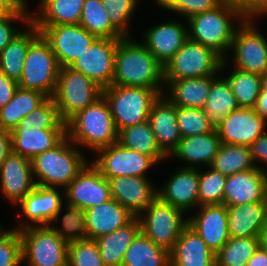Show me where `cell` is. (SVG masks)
<instances>
[{"mask_svg": "<svg viewBox=\"0 0 267 266\" xmlns=\"http://www.w3.org/2000/svg\"><path fill=\"white\" fill-rule=\"evenodd\" d=\"M66 132V122L54 99L49 97L10 131L12 152L31 160L57 146L67 136Z\"/></svg>", "mask_w": 267, "mask_h": 266, "instance_id": "cell-1", "label": "cell"}, {"mask_svg": "<svg viewBox=\"0 0 267 266\" xmlns=\"http://www.w3.org/2000/svg\"><path fill=\"white\" fill-rule=\"evenodd\" d=\"M127 38L120 39L116 47L112 85L144 87L161 93L158 86L164 81V66L144 45Z\"/></svg>", "mask_w": 267, "mask_h": 266, "instance_id": "cell-2", "label": "cell"}, {"mask_svg": "<svg viewBox=\"0 0 267 266\" xmlns=\"http://www.w3.org/2000/svg\"><path fill=\"white\" fill-rule=\"evenodd\" d=\"M229 15L249 17L236 0H223L214 9L188 18L193 32V35L188 34V38L213 49L223 58L222 53L231 47L235 34Z\"/></svg>", "mask_w": 267, "mask_h": 266, "instance_id": "cell-3", "label": "cell"}, {"mask_svg": "<svg viewBox=\"0 0 267 266\" xmlns=\"http://www.w3.org/2000/svg\"><path fill=\"white\" fill-rule=\"evenodd\" d=\"M66 131L68 138L96 151L118 142V130L103 96L73 115L66 122Z\"/></svg>", "mask_w": 267, "mask_h": 266, "instance_id": "cell-4", "label": "cell"}, {"mask_svg": "<svg viewBox=\"0 0 267 266\" xmlns=\"http://www.w3.org/2000/svg\"><path fill=\"white\" fill-rule=\"evenodd\" d=\"M156 89L111 85L103 89L118 132L148 120L151 107L159 97Z\"/></svg>", "mask_w": 267, "mask_h": 266, "instance_id": "cell-5", "label": "cell"}, {"mask_svg": "<svg viewBox=\"0 0 267 266\" xmlns=\"http://www.w3.org/2000/svg\"><path fill=\"white\" fill-rule=\"evenodd\" d=\"M67 136L54 148L34 156L32 171L40 178L37 186H67L86 166L77 150L67 145Z\"/></svg>", "mask_w": 267, "mask_h": 266, "instance_id": "cell-6", "label": "cell"}, {"mask_svg": "<svg viewBox=\"0 0 267 266\" xmlns=\"http://www.w3.org/2000/svg\"><path fill=\"white\" fill-rule=\"evenodd\" d=\"M60 68L50 44L40 33L29 44L18 85L52 97L56 90Z\"/></svg>", "mask_w": 267, "mask_h": 266, "instance_id": "cell-7", "label": "cell"}, {"mask_svg": "<svg viewBox=\"0 0 267 266\" xmlns=\"http://www.w3.org/2000/svg\"><path fill=\"white\" fill-rule=\"evenodd\" d=\"M103 89L89 77L70 67L60 68L52 98L67 122L73 115L102 97Z\"/></svg>", "mask_w": 267, "mask_h": 266, "instance_id": "cell-8", "label": "cell"}, {"mask_svg": "<svg viewBox=\"0 0 267 266\" xmlns=\"http://www.w3.org/2000/svg\"><path fill=\"white\" fill-rule=\"evenodd\" d=\"M213 49L187 39L184 45L164 65V80H180L215 75L224 65Z\"/></svg>", "mask_w": 267, "mask_h": 266, "instance_id": "cell-9", "label": "cell"}, {"mask_svg": "<svg viewBox=\"0 0 267 266\" xmlns=\"http://www.w3.org/2000/svg\"><path fill=\"white\" fill-rule=\"evenodd\" d=\"M18 228L22 240L23 260L29 266H67L69 244L49 226Z\"/></svg>", "mask_w": 267, "mask_h": 266, "instance_id": "cell-10", "label": "cell"}, {"mask_svg": "<svg viewBox=\"0 0 267 266\" xmlns=\"http://www.w3.org/2000/svg\"><path fill=\"white\" fill-rule=\"evenodd\" d=\"M148 214L141 222V231L156 245L171 252L188 221L181 218L182 210L156 197L145 209Z\"/></svg>", "mask_w": 267, "mask_h": 266, "instance_id": "cell-11", "label": "cell"}, {"mask_svg": "<svg viewBox=\"0 0 267 266\" xmlns=\"http://www.w3.org/2000/svg\"><path fill=\"white\" fill-rule=\"evenodd\" d=\"M35 26L50 44L61 68L70 67L97 39L80 24Z\"/></svg>", "mask_w": 267, "mask_h": 266, "instance_id": "cell-12", "label": "cell"}, {"mask_svg": "<svg viewBox=\"0 0 267 266\" xmlns=\"http://www.w3.org/2000/svg\"><path fill=\"white\" fill-rule=\"evenodd\" d=\"M120 39L97 38L70 68L83 73L102 89L112 85L115 53Z\"/></svg>", "mask_w": 267, "mask_h": 266, "instance_id": "cell-13", "label": "cell"}, {"mask_svg": "<svg viewBox=\"0 0 267 266\" xmlns=\"http://www.w3.org/2000/svg\"><path fill=\"white\" fill-rule=\"evenodd\" d=\"M94 166L106 179L119 176L145 177L144 172L156 161L149 155L123 147L118 142L103 147Z\"/></svg>", "mask_w": 267, "mask_h": 266, "instance_id": "cell-14", "label": "cell"}, {"mask_svg": "<svg viewBox=\"0 0 267 266\" xmlns=\"http://www.w3.org/2000/svg\"><path fill=\"white\" fill-rule=\"evenodd\" d=\"M69 206L87 210L112 199L110 184L94 166L86 165L66 186Z\"/></svg>", "mask_w": 267, "mask_h": 266, "instance_id": "cell-15", "label": "cell"}, {"mask_svg": "<svg viewBox=\"0 0 267 266\" xmlns=\"http://www.w3.org/2000/svg\"><path fill=\"white\" fill-rule=\"evenodd\" d=\"M240 31H235L232 45L235 49L236 68L259 75L267 73V41L254 31L250 21L243 19Z\"/></svg>", "mask_w": 267, "mask_h": 266, "instance_id": "cell-16", "label": "cell"}, {"mask_svg": "<svg viewBox=\"0 0 267 266\" xmlns=\"http://www.w3.org/2000/svg\"><path fill=\"white\" fill-rule=\"evenodd\" d=\"M265 119L254 108H239L216 127L221 144L248 146L263 134Z\"/></svg>", "mask_w": 267, "mask_h": 266, "instance_id": "cell-17", "label": "cell"}, {"mask_svg": "<svg viewBox=\"0 0 267 266\" xmlns=\"http://www.w3.org/2000/svg\"><path fill=\"white\" fill-rule=\"evenodd\" d=\"M266 174L264 169L255 167L227 176L223 204L232 206L265 201Z\"/></svg>", "mask_w": 267, "mask_h": 266, "instance_id": "cell-18", "label": "cell"}, {"mask_svg": "<svg viewBox=\"0 0 267 266\" xmlns=\"http://www.w3.org/2000/svg\"><path fill=\"white\" fill-rule=\"evenodd\" d=\"M197 217L188 220V225L196 231L206 245L217 254L227 243L228 210L224 204L201 205Z\"/></svg>", "mask_w": 267, "mask_h": 266, "instance_id": "cell-19", "label": "cell"}, {"mask_svg": "<svg viewBox=\"0 0 267 266\" xmlns=\"http://www.w3.org/2000/svg\"><path fill=\"white\" fill-rule=\"evenodd\" d=\"M111 197L135 217L157 197L145 177L119 176L108 179ZM154 191V192H153Z\"/></svg>", "mask_w": 267, "mask_h": 266, "instance_id": "cell-20", "label": "cell"}, {"mask_svg": "<svg viewBox=\"0 0 267 266\" xmlns=\"http://www.w3.org/2000/svg\"><path fill=\"white\" fill-rule=\"evenodd\" d=\"M31 172L30 159L11 152L0 167L4 195L13 202H20L36 186Z\"/></svg>", "mask_w": 267, "mask_h": 266, "instance_id": "cell-21", "label": "cell"}, {"mask_svg": "<svg viewBox=\"0 0 267 266\" xmlns=\"http://www.w3.org/2000/svg\"><path fill=\"white\" fill-rule=\"evenodd\" d=\"M160 97L154 101L148 120L158 146L168 155L178 146L182 136L178 127L177 106L170 100L161 101Z\"/></svg>", "mask_w": 267, "mask_h": 266, "instance_id": "cell-22", "label": "cell"}, {"mask_svg": "<svg viewBox=\"0 0 267 266\" xmlns=\"http://www.w3.org/2000/svg\"><path fill=\"white\" fill-rule=\"evenodd\" d=\"M85 211L87 239L91 240L113 233L135 217L113 198Z\"/></svg>", "mask_w": 267, "mask_h": 266, "instance_id": "cell-23", "label": "cell"}, {"mask_svg": "<svg viewBox=\"0 0 267 266\" xmlns=\"http://www.w3.org/2000/svg\"><path fill=\"white\" fill-rule=\"evenodd\" d=\"M171 266H216V254L188 224L170 252Z\"/></svg>", "mask_w": 267, "mask_h": 266, "instance_id": "cell-24", "label": "cell"}, {"mask_svg": "<svg viewBox=\"0 0 267 266\" xmlns=\"http://www.w3.org/2000/svg\"><path fill=\"white\" fill-rule=\"evenodd\" d=\"M230 238L258 237L267 226L266 201L227 206Z\"/></svg>", "mask_w": 267, "mask_h": 266, "instance_id": "cell-25", "label": "cell"}, {"mask_svg": "<svg viewBox=\"0 0 267 266\" xmlns=\"http://www.w3.org/2000/svg\"><path fill=\"white\" fill-rule=\"evenodd\" d=\"M198 186L199 173L193 166H188L176 173L164 190L157 192V197L184 211L197 203L199 205Z\"/></svg>", "mask_w": 267, "mask_h": 266, "instance_id": "cell-26", "label": "cell"}, {"mask_svg": "<svg viewBox=\"0 0 267 266\" xmlns=\"http://www.w3.org/2000/svg\"><path fill=\"white\" fill-rule=\"evenodd\" d=\"M188 32L177 23L157 25L146 32L144 45L154 57L164 66L184 45Z\"/></svg>", "mask_w": 267, "mask_h": 266, "instance_id": "cell-27", "label": "cell"}, {"mask_svg": "<svg viewBox=\"0 0 267 266\" xmlns=\"http://www.w3.org/2000/svg\"><path fill=\"white\" fill-rule=\"evenodd\" d=\"M61 197L55 187L35 186L21 201L25 216L32 222L49 226L58 218L62 208Z\"/></svg>", "mask_w": 267, "mask_h": 266, "instance_id": "cell-28", "label": "cell"}, {"mask_svg": "<svg viewBox=\"0 0 267 266\" xmlns=\"http://www.w3.org/2000/svg\"><path fill=\"white\" fill-rule=\"evenodd\" d=\"M139 217H134L129 223L111 234L95 239L99 247V256L105 266H121L124 254L136 235L141 231Z\"/></svg>", "mask_w": 267, "mask_h": 266, "instance_id": "cell-29", "label": "cell"}, {"mask_svg": "<svg viewBox=\"0 0 267 266\" xmlns=\"http://www.w3.org/2000/svg\"><path fill=\"white\" fill-rule=\"evenodd\" d=\"M49 97L44 93L18 87L13 98L0 108V129L12 131L20 121Z\"/></svg>", "mask_w": 267, "mask_h": 266, "instance_id": "cell-30", "label": "cell"}, {"mask_svg": "<svg viewBox=\"0 0 267 266\" xmlns=\"http://www.w3.org/2000/svg\"><path fill=\"white\" fill-rule=\"evenodd\" d=\"M214 75L185 78L180 80H164L171 84V102L177 107L203 109L208 100Z\"/></svg>", "mask_w": 267, "mask_h": 266, "instance_id": "cell-31", "label": "cell"}, {"mask_svg": "<svg viewBox=\"0 0 267 266\" xmlns=\"http://www.w3.org/2000/svg\"><path fill=\"white\" fill-rule=\"evenodd\" d=\"M25 21L32 28V33H19L0 52V72L16 82L20 80L29 44L40 34L30 17Z\"/></svg>", "mask_w": 267, "mask_h": 266, "instance_id": "cell-32", "label": "cell"}, {"mask_svg": "<svg viewBox=\"0 0 267 266\" xmlns=\"http://www.w3.org/2000/svg\"><path fill=\"white\" fill-rule=\"evenodd\" d=\"M221 146V140L216 129L212 132L184 137L172 151L181 159L211 165L213 158Z\"/></svg>", "mask_w": 267, "mask_h": 266, "instance_id": "cell-33", "label": "cell"}, {"mask_svg": "<svg viewBox=\"0 0 267 266\" xmlns=\"http://www.w3.org/2000/svg\"><path fill=\"white\" fill-rule=\"evenodd\" d=\"M121 266H171L170 252L140 231L127 248Z\"/></svg>", "mask_w": 267, "mask_h": 266, "instance_id": "cell-34", "label": "cell"}, {"mask_svg": "<svg viewBox=\"0 0 267 266\" xmlns=\"http://www.w3.org/2000/svg\"><path fill=\"white\" fill-rule=\"evenodd\" d=\"M123 147L151 156L156 162L167 156L158 146L149 120L128 126L118 132Z\"/></svg>", "mask_w": 267, "mask_h": 266, "instance_id": "cell-35", "label": "cell"}, {"mask_svg": "<svg viewBox=\"0 0 267 266\" xmlns=\"http://www.w3.org/2000/svg\"><path fill=\"white\" fill-rule=\"evenodd\" d=\"M42 16L31 18L34 25L79 24L85 0H41Z\"/></svg>", "mask_w": 267, "mask_h": 266, "instance_id": "cell-36", "label": "cell"}, {"mask_svg": "<svg viewBox=\"0 0 267 266\" xmlns=\"http://www.w3.org/2000/svg\"><path fill=\"white\" fill-rule=\"evenodd\" d=\"M79 24L97 38H124L110 22L101 0H85Z\"/></svg>", "mask_w": 267, "mask_h": 266, "instance_id": "cell-37", "label": "cell"}, {"mask_svg": "<svg viewBox=\"0 0 267 266\" xmlns=\"http://www.w3.org/2000/svg\"><path fill=\"white\" fill-rule=\"evenodd\" d=\"M239 108L227 79L214 80L203 108L211 123L216 127L227 115Z\"/></svg>", "mask_w": 267, "mask_h": 266, "instance_id": "cell-38", "label": "cell"}, {"mask_svg": "<svg viewBox=\"0 0 267 266\" xmlns=\"http://www.w3.org/2000/svg\"><path fill=\"white\" fill-rule=\"evenodd\" d=\"M212 169L226 176L255 168L250 147L221 144L211 163Z\"/></svg>", "mask_w": 267, "mask_h": 266, "instance_id": "cell-39", "label": "cell"}, {"mask_svg": "<svg viewBox=\"0 0 267 266\" xmlns=\"http://www.w3.org/2000/svg\"><path fill=\"white\" fill-rule=\"evenodd\" d=\"M240 108H254L261 91V75L236 70L226 78Z\"/></svg>", "mask_w": 267, "mask_h": 266, "instance_id": "cell-40", "label": "cell"}, {"mask_svg": "<svg viewBox=\"0 0 267 266\" xmlns=\"http://www.w3.org/2000/svg\"><path fill=\"white\" fill-rule=\"evenodd\" d=\"M258 248V237L229 238L216 254V266H247Z\"/></svg>", "mask_w": 267, "mask_h": 266, "instance_id": "cell-41", "label": "cell"}, {"mask_svg": "<svg viewBox=\"0 0 267 266\" xmlns=\"http://www.w3.org/2000/svg\"><path fill=\"white\" fill-rule=\"evenodd\" d=\"M177 120L182 138L215 130V126L201 108L177 107Z\"/></svg>", "mask_w": 267, "mask_h": 266, "instance_id": "cell-42", "label": "cell"}, {"mask_svg": "<svg viewBox=\"0 0 267 266\" xmlns=\"http://www.w3.org/2000/svg\"><path fill=\"white\" fill-rule=\"evenodd\" d=\"M226 175L215 171L214 169L199 173V204H223L224 186L226 183Z\"/></svg>", "mask_w": 267, "mask_h": 266, "instance_id": "cell-43", "label": "cell"}, {"mask_svg": "<svg viewBox=\"0 0 267 266\" xmlns=\"http://www.w3.org/2000/svg\"><path fill=\"white\" fill-rule=\"evenodd\" d=\"M63 230L51 228L57 235L68 244L75 241L87 239L86 211L68 205V212L63 216ZM74 232V233H73Z\"/></svg>", "mask_w": 267, "mask_h": 266, "instance_id": "cell-44", "label": "cell"}, {"mask_svg": "<svg viewBox=\"0 0 267 266\" xmlns=\"http://www.w3.org/2000/svg\"><path fill=\"white\" fill-rule=\"evenodd\" d=\"M67 266H105L96 241L84 239L69 243Z\"/></svg>", "mask_w": 267, "mask_h": 266, "instance_id": "cell-45", "label": "cell"}, {"mask_svg": "<svg viewBox=\"0 0 267 266\" xmlns=\"http://www.w3.org/2000/svg\"><path fill=\"white\" fill-rule=\"evenodd\" d=\"M22 261V240L19 231L0 230V266H18Z\"/></svg>", "mask_w": 267, "mask_h": 266, "instance_id": "cell-46", "label": "cell"}, {"mask_svg": "<svg viewBox=\"0 0 267 266\" xmlns=\"http://www.w3.org/2000/svg\"><path fill=\"white\" fill-rule=\"evenodd\" d=\"M112 25L126 37V21L134 11L136 0H101Z\"/></svg>", "mask_w": 267, "mask_h": 266, "instance_id": "cell-47", "label": "cell"}, {"mask_svg": "<svg viewBox=\"0 0 267 266\" xmlns=\"http://www.w3.org/2000/svg\"><path fill=\"white\" fill-rule=\"evenodd\" d=\"M164 8L177 11L190 18L217 7L223 0H157Z\"/></svg>", "mask_w": 267, "mask_h": 266, "instance_id": "cell-48", "label": "cell"}, {"mask_svg": "<svg viewBox=\"0 0 267 266\" xmlns=\"http://www.w3.org/2000/svg\"><path fill=\"white\" fill-rule=\"evenodd\" d=\"M25 1L9 16L0 20V52L20 33L11 27L10 20L25 16Z\"/></svg>", "mask_w": 267, "mask_h": 266, "instance_id": "cell-49", "label": "cell"}, {"mask_svg": "<svg viewBox=\"0 0 267 266\" xmlns=\"http://www.w3.org/2000/svg\"><path fill=\"white\" fill-rule=\"evenodd\" d=\"M18 87V82L0 72V108L4 107L13 98Z\"/></svg>", "mask_w": 267, "mask_h": 266, "instance_id": "cell-50", "label": "cell"}, {"mask_svg": "<svg viewBox=\"0 0 267 266\" xmlns=\"http://www.w3.org/2000/svg\"><path fill=\"white\" fill-rule=\"evenodd\" d=\"M254 110L263 118H267V73L261 75V91Z\"/></svg>", "mask_w": 267, "mask_h": 266, "instance_id": "cell-51", "label": "cell"}, {"mask_svg": "<svg viewBox=\"0 0 267 266\" xmlns=\"http://www.w3.org/2000/svg\"><path fill=\"white\" fill-rule=\"evenodd\" d=\"M252 161L261 159L267 162V134H262L250 146Z\"/></svg>", "mask_w": 267, "mask_h": 266, "instance_id": "cell-52", "label": "cell"}, {"mask_svg": "<svg viewBox=\"0 0 267 266\" xmlns=\"http://www.w3.org/2000/svg\"><path fill=\"white\" fill-rule=\"evenodd\" d=\"M236 2L249 16L267 12V0H236Z\"/></svg>", "mask_w": 267, "mask_h": 266, "instance_id": "cell-53", "label": "cell"}, {"mask_svg": "<svg viewBox=\"0 0 267 266\" xmlns=\"http://www.w3.org/2000/svg\"><path fill=\"white\" fill-rule=\"evenodd\" d=\"M11 152V133L10 131L0 129V167Z\"/></svg>", "mask_w": 267, "mask_h": 266, "instance_id": "cell-54", "label": "cell"}, {"mask_svg": "<svg viewBox=\"0 0 267 266\" xmlns=\"http://www.w3.org/2000/svg\"><path fill=\"white\" fill-rule=\"evenodd\" d=\"M24 0H0V20L9 17Z\"/></svg>", "mask_w": 267, "mask_h": 266, "instance_id": "cell-55", "label": "cell"}, {"mask_svg": "<svg viewBox=\"0 0 267 266\" xmlns=\"http://www.w3.org/2000/svg\"><path fill=\"white\" fill-rule=\"evenodd\" d=\"M247 266H267V251L259 247L247 262Z\"/></svg>", "mask_w": 267, "mask_h": 266, "instance_id": "cell-56", "label": "cell"}, {"mask_svg": "<svg viewBox=\"0 0 267 266\" xmlns=\"http://www.w3.org/2000/svg\"><path fill=\"white\" fill-rule=\"evenodd\" d=\"M259 247L267 251V226H264L258 234Z\"/></svg>", "mask_w": 267, "mask_h": 266, "instance_id": "cell-57", "label": "cell"}, {"mask_svg": "<svg viewBox=\"0 0 267 266\" xmlns=\"http://www.w3.org/2000/svg\"><path fill=\"white\" fill-rule=\"evenodd\" d=\"M265 201H266V204H267V185H266V195H265Z\"/></svg>", "mask_w": 267, "mask_h": 266, "instance_id": "cell-58", "label": "cell"}]
</instances>
